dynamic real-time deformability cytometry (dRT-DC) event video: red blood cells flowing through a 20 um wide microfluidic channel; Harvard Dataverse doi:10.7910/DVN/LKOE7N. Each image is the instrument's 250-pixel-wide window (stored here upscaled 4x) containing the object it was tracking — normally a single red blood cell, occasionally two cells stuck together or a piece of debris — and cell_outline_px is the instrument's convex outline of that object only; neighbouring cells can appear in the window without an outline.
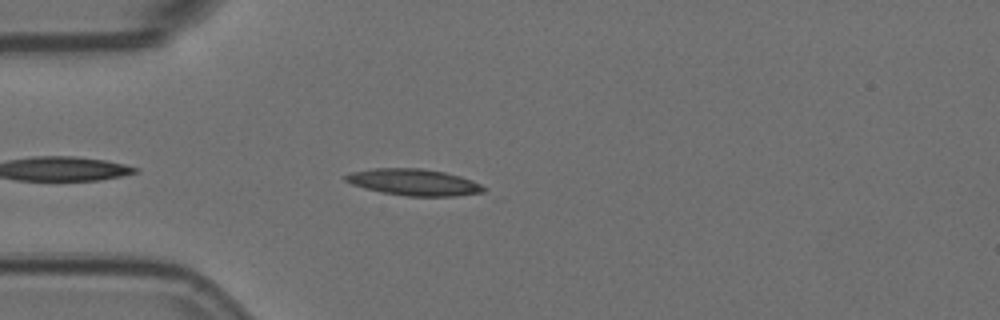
{"species": "Egyptian fruit bat (a non-hibernating species)", "species_latin": "Rousettus aegyptiacus", "temperature_condition": "room temperature", "stored_images_in_passage": 6, "camera_frame_rate_fps": 3000, "um_per_image_px": 0.085, "animal": {"sex": "female"}, "frame": {"image": 1, "passage_image": 5, "time_ms": 1.333, "image_size_px": [1000, 320], "cell_outline_px": [[488, 188], [484, 192], [456, 196], [408, 196], [380, 192], [364, 188], [352, 184], [344, 180], [344, 176], [352, 172], [376, 168], [420, 168], [444, 172], [460, 176], [472, 180]], "centroid_in_image_um": [35.2, 15.49], "position_along_channel_um": 49.8, "area_um2": 21.33}}